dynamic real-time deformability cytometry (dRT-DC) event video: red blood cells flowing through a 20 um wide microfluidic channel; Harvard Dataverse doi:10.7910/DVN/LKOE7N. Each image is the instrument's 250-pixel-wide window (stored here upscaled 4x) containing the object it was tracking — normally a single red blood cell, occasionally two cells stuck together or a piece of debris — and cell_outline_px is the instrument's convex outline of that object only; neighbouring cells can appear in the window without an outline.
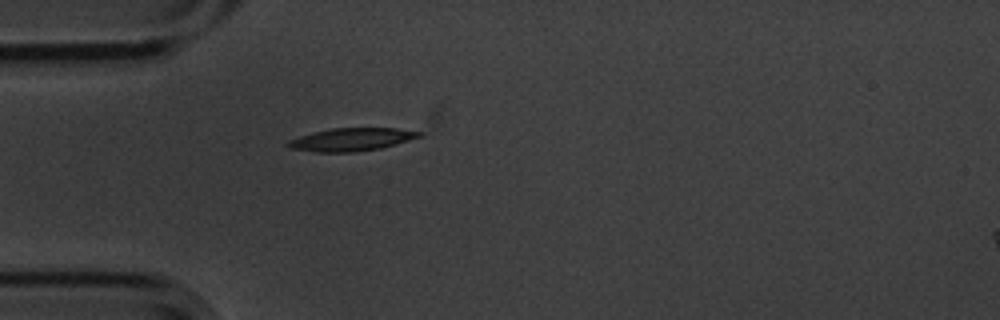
{"species": "common noctule bat (a hibernating species)", "species_latin": "Nyctalus noctula", "temperature_condition": "cold", "stored_images_in_passage": 1, "camera_frame_rate_fps": 3000, "um_per_image_px": 0.085, "animal": {"sex": "male", "body_mass_g": 20.1, "forearm_length_mm": 53.5}, "frame": {"image": 1, "passage_image": 1, "time_ms": 0.0, "image_size_px": [1000, 320], "cell_outline_px": [[424, 136], [380, 148], [356, 152], [316, 152], [288, 148], [284, 144], [288, 140], [312, 132], [332, 128], [396, 128], [424, 132]], "centroid_in_image_um": [29.86, 11.85], "position_along_channel_um": 55.1, "area_um2": 17.69}}